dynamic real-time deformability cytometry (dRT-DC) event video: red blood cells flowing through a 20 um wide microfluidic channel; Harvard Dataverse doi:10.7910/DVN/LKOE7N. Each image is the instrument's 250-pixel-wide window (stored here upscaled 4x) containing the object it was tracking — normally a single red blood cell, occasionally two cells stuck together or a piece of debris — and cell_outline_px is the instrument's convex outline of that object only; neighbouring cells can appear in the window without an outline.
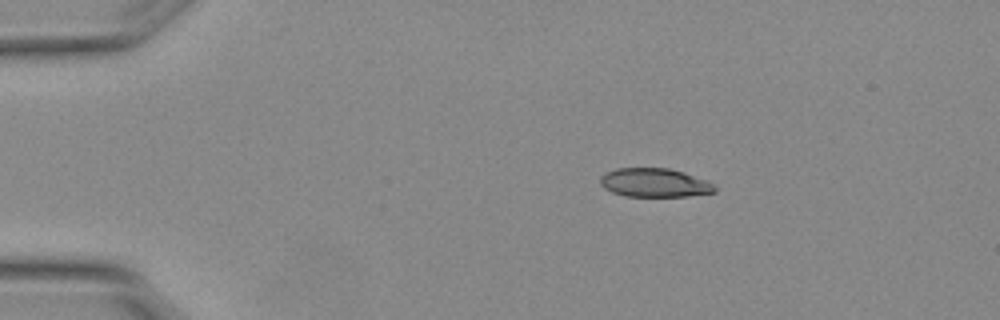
{"species": "Egyptian fruit bat (a non-hibernating species)", "species_latin": "Rousettus aegyptiacus", "temperature_condition": "warm", "stored_images_in_passage": 5, "camera_frame_rate_fps": 3000, "um_per_image_px": 0.085, "animal": {"sex": "female"}, "frame": {"image": 1, "passage_image": 1, "time_ms": 0.0, "image_size_px": [1000, 320], "cell_outline_px": [[716, 192], [688, 196], [624, 196], [612, 192], [604, 188], [600, 184], [600, 176], [604, 172], [616, 168], [668, 168], [684, 172], [708, 180], [716, 188]], "centroid_in_image_um": [55.62, 15.52], "position_along_channel_um": 29.4, "area_um2": 19.36}}
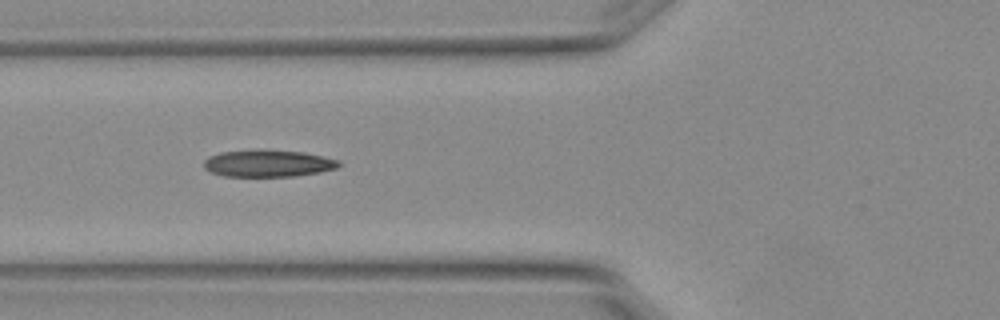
{"frame": {"image": 2, "passage_image": 4, "time_ms": 1.0, "image_size_px": [1000, 320], "cell_outline_px": [[340, 164], [336, 168], [320, 172], [296, 176], [224, 176], [212, 172], [204, 168], [204, 160], [208, 156], [220, 152], [260, 148], [304, 152], [324, 156], [340, 160]], "centroid_in_image_um": [22.78, 13.86], "position_along_channel_um": 103.0, "area_um2": 21.62}}
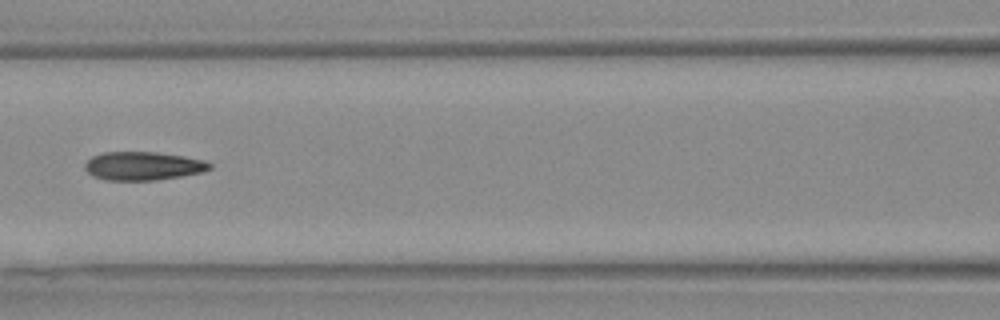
{"frame": {"image": 3, "passage_image": 5, "time_ms": 1.333, "image_size_px": [1000, 320], "cell_outline_px": [[212, 168], [200, 172], [180, 176], [156, 180], [104, 180], [92, 176], [84, 168], [84, 164], [92, 156], [104, 152], [156, 152], [184, 156], [204, 160], [212, 164]], "centroid_in_image_um": [12.13, 14.1], "position_along_channel_um": 154.5, "area_um2": 20.69}}